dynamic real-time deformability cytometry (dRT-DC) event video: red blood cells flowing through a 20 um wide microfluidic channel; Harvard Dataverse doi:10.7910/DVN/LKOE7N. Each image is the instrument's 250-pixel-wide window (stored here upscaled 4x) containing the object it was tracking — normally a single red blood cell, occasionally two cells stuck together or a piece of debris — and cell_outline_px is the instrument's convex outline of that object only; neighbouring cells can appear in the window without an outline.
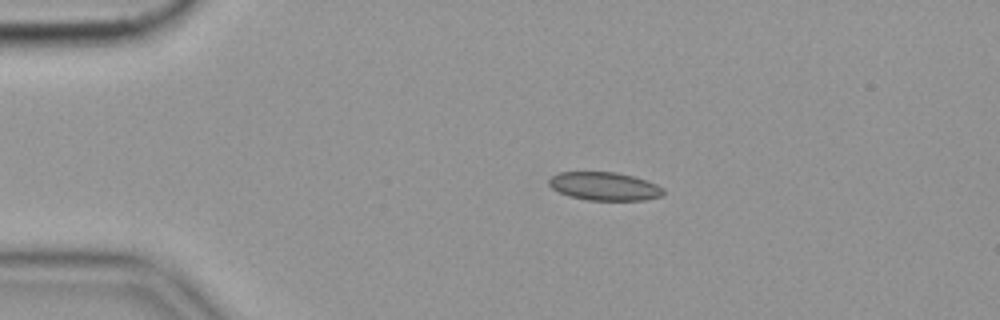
{"species": "common noctule bat (a hibernating species)", "species_latin": "Nyctalus noctula", "temperature_condition": "cold", "stored_images_in_passage": 57, "camera_frame_rate_fps": 3000, "um_per_image_px": 0.085, "animal": {"sex": "female", "body_mass_g": 19.9}, "frame": {"image": 1, "passage_image": 11, "time_ms": 3.333, "image_size_px": [1000, 320], "cell_outline_px": [[664, 192], [660, 196], [644, 200], [588, 200], [568, 196], [552, 188], [548, 184], [548, 180], [552, 176], [560, 172], [616, 172], [632, 176], [656, 184], [664, 188]], "centroid_in_image_um": [51.36, 15.83], "position_along_channel_um": 33.6, "area_um2": 18.73}}
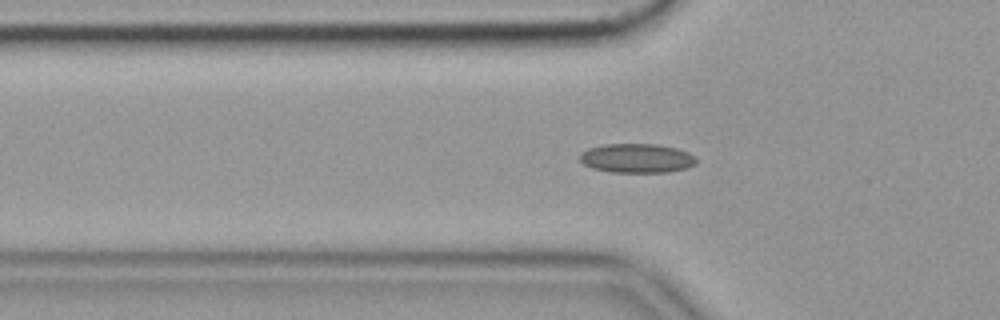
{"frame": {"image": 2, "passage_image": 18, "time_ms": 5.667, "image_size_px": [1000, 320], "cell_outline_px": [[696, 164], [688, 168], [668, 172], [612, 172], [592, 168], [584, 164], [580, 160], [580, 152], [588, 148], [604, 144], [656, 144], [676, 148], [688, 152], [696, 156]], "centroid_in_image_um": [54.14, 13.45], "position_along_channel_um": 71.7, "area_um2": 19.94}}
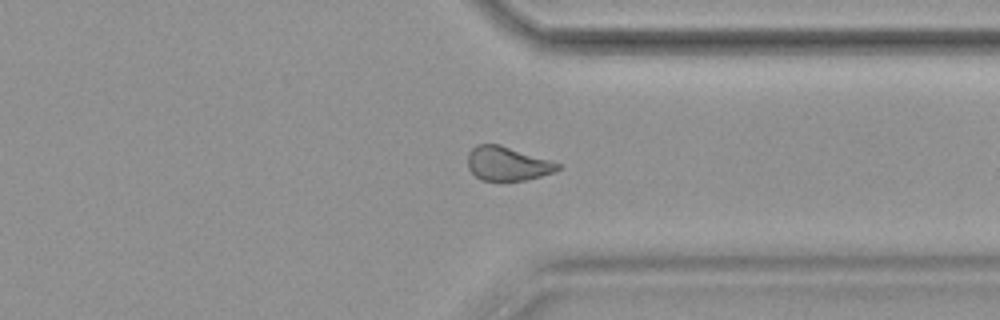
{"frame": {"image": 3, "passage_image": 43, "time_ms": 14.0, "image_size_px": [1000, 320], "cell_outline_px": [[560, 168], [556, 172], [528, 180], [480, 180], [468, 168], [468, 152], [476, 144], [500, 144], [552, 160], [560, 164]], "centroid_in_image_um": [43.16, 13.9], "position_along_channel_um": 368.2, "area_um2": 18.03}}